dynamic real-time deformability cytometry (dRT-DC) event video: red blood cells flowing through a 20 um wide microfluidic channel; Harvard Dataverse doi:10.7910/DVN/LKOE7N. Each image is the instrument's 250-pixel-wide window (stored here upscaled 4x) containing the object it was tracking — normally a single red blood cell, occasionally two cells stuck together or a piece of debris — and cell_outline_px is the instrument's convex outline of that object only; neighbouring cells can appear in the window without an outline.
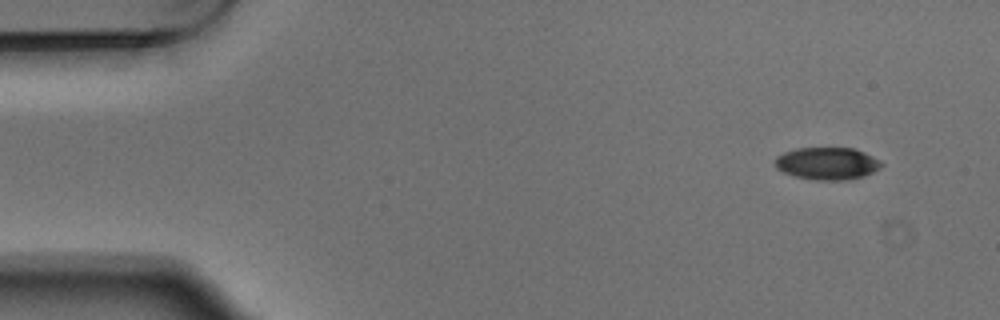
{"species": "Egyptian fruit bat (a non-hibernating species)", "species_latin": "Rousettus aegyptiacus", "temperature_condition": "warm", "stored_images_in_passage": 5, "camera_frame_rate_fps": 3000, "um_per_image_px": 0.085, "animal": {"sex": "male"}, "frame": {"image": 1, "passage_image": 1, "time_ms": 0.0, "image_size_px": [1000, 320], "cell_outline_px": [[884, 164], [880, 168], [864, 176], [848, 180], [816, 180], [796, 176], [784, 172], [776, 168], [776, 156], [784, 152], [796, 148], [852, 148], [864, 152], [880, 160]], "centroid_in_image_um": [70.33, 13.89], "position_along_channel_um": 14.7, "area_um2": 20.0}}
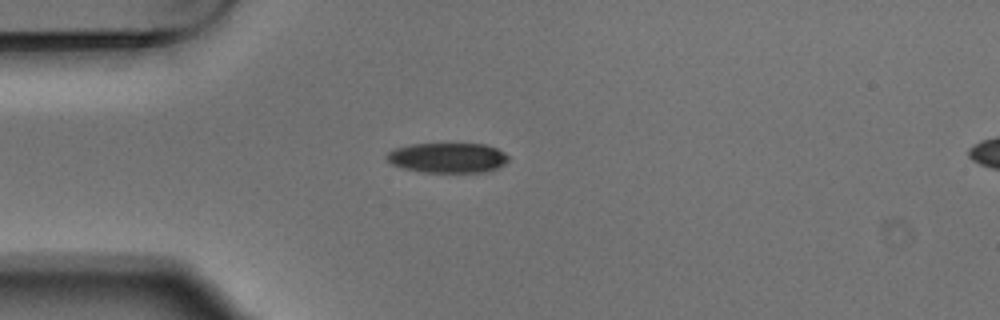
{"frame": {"image": 2, "passage_image": 3, "time_ms": 0.667, "image_size_px": [1000, 320], "cell_outline_px": [[508, 160], [504, 164], [496, 168], [484, 172], [424, 172], [404, 168], [392, 164], [384, 156], [388, 152], [396, 148], [412, 144], [484, 144], [496, 148], [504, 152], [508, 156]], "centroid_in_image_um": [38.05, 13.41], "position_along_channel_um": 47.0, "area_um2": 21.1}}
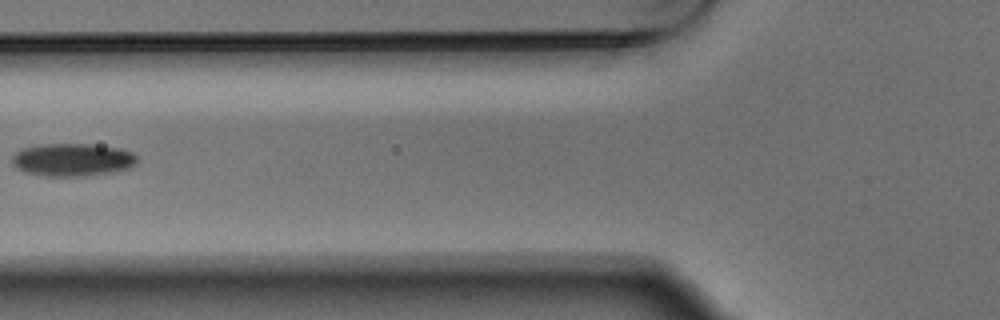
{"frame": {"image": 3, "passage_image": 5, "time_ms": 1.333, "image_size_px": [1000, 320], "cell_outline_px": [[140, 160], [132, 168], [112, 172], [84, 176], [44, 176], [24, 172], [16, 168], [12, 164], [12, 156], [20, 148], [40, 144], [92, 144], [120, 148], [132, 152]], "centroid_in_image_um": [6.17, 13.58], "position_along_channel_um": 119.6, "area_um2": 24.33}}